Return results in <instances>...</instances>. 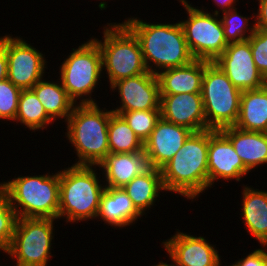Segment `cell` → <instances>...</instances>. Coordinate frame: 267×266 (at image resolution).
Segmentation results:
<instances>
[{"label":"cell","instance_id":"cell-26","mask_svg":"<svg viewBox=\"0 0 267 266\" xmlns=\"http://www.w3.org/2000/svg\"><path fill=\"white\" fill-rule=\"evenodd\" d=\"M28 128L31 133L48 130L54 121L47 115L43 105L32 89H23L19 96L18 111L13 123ZM26 126V127H25Z\"/></svg>","mask_w":267,"mask_h":266},{"label":"cell","instance_id":"cell-37","mask_svg":"<svg viewBox=\"0 0 267 266\" xmlns=\"http://www.w3.org/2000/svg\"><path fill=\"white\" fill-rule=\"evenodd\" d=\"M98 1V0H97ZM99 1H101V2H98V8H99V10L101 11H103V10H106L107 9V7H109L108 6V2H106L105 0H99Z\"/></svg>","mask_w":267,"mask_h":266},{"label":"cell","instance_id":"cell-12","mask_svg":"<svg viewBox=\"0 0 267 266\" xmlns=\"http://www.w3.org/2000/svg\"><path fill=\"white\" fill-rule=\"evenodd\" d=\"M178 230V231H177ZM175 234L161 241L166 257L172 266H218L222 262L219 248L211 244L204 236L181 232L176 228ZM172 262V263H171Z\"/></svg>","mask_w":267,"mask_h":266},{"label":"cell","instance_id":"cell-15","mask_svg":"<svg viewBox=\"0 0 267 266\" xmlns=\"http://www.w3.org/2000/svg\"><path fill=\"white\" fill-rule=\"evenodd\" d=\"M214 63L227 75L233 85L241 91L260 89L267 84L253 61L248 39L229 43Z\"/></svg>","mask_w":267,"mask_h":266},{"label":"cell","instance_id":"cell-10","mask_svg":"<svg viewBox=\"0 0 267 266\" xmlns=\"http://www.w3.org/2000/svg\"><path fill=\"white\" fill-rule=\"evenodd\" d=\"M187 17L178 20L182 26L188 49L194 59L214 62L228 46L219 15L207 6L192 5L188 0H177Z\"/></svg>","mask_w":267,"mask_h":266},{"label":"cell","instance_id":"cell-5","mask_svg":"<svg viewBox=\"0 0 267 266\" xmlns=\"http://www.w3.org/2000/svg\"><path fill=\"white\" fill-rule=\"evenodd\" d=\"M56 171L38 175L34 172L24 176L15 174L9 181L0 182L17 218L58 220L60 170Z\"/></svg>","mask_w":267,"mask_h":266},{"label":"cell","instance_id":"cell-3","mask_svg":"<svg viewBox=\"0 0 267 266\" xmlns=\"http://www.w3.org/2000/svg\"><path fill=\"white\" fill-rule=\"evenodd\" d=\"M104 190L98 166L64 165L60 170L58 219L66 224L95 222Z\"/></svg>","mask_w":267,"mask_h":266},{"label":"cell","instance_id":"cell-19","mask_svg":"<svg viewBox=\"0 0 267 266\" xmlns=\"http://www.w3.org/2000/svg\"><path fill=\"white\" fill-rule=\"evenodd\" d=\"M143 215L136 209L131 198L123 188L105 187L100 199V207L96 220L113 230L126 229L141 220ZM99 219V220H98ZM140 219V220H138Z\"/></svg>","mask_w":267,"mask_h":266},{"label":"cell","instance_id":"cell-6","mask_svg":"<svg viewBox=\"0 0 267 266\" xmlns=\"http://www.w3.org/2000/svg\"><path fill=\"white\" fill-rule=\"evenodd\" d=\"M100 39L91 36L98 44L102 55L103 80L107 86L113 83L147 73L140 43L134 33L123 22L103 24ZM105 75V76H104ZM108 79V80H107Z\"/></svg>","mask_w":267,"mask_h":266},{"label":"cell","instance_id":"cell-21","mask_svg":"<svg viewBox=\"0 0 267 266\" xmlns=\"http://www.w3.org/2000/svg\"><path fill=\"white\" fill-rule=\"evenodd\" d=\"M230 140L244 166L251 172L267 167V133L246 131L235 126L220 129Z\"/></svg>","mask_w":267,"mask_h":266},{"label":"cell","instance_id":"cell-14","mask_svg":"<svg viewBox=\"0 0 267 266\" xmlns=\"http://www.w3.org/2000/svg\"><path fill=\"white\" fill-rule=\"evenodd\" d=\"M110 94L119 99L111 111H141L160 109V90L157 76L151 72L128 77L113 83ZM119 97V98H118ZM115 106V107H114ZM117 106V107H116Z\"/></svg>","mask_w":267,"mask_h":266},{"label":"cell","instance_id":"cell-27","mask_svg":"<svg viewBox=\"0 0 267 266\" xmlns=\"http://www.w3.org/2000/svg\"><path fill=\"white\" fill-rule=\"evenodd\" d=\"M110 153H136L143 150V142L136 136L125 119L110 109L108 125Z\"/></svg>","mask_w":267,"mask_h":266},{"label":"cell","instance_id":"cell-17","mask_svg":"<svg viewBox=\"0 0 267 266\" xmlns=\"http://www.w3.org/2000/svg\"><path fill=\"white\" fill-rule=\"evenodd\" d=\"M193 131L160 118L148 139L143 143L152 167L161 169L183 146Z\"/></svg>","mask_w":267,"mask_h":266},{"label":"cell","instance_id":"cell-13","mask_svg":"<svg viewBox=\"0 0 267 266\" xmlns=\"http://www.w3.org/2000/svg\"><path fill=\"white\" fill-rule=\"evenodd\" d=\"M248 174L230 140L220 130L208 129V189L218 181L238 183Z\"/></svg>","mask_w":267,"mask_h":266},{"label":"cell","instance_id":"cell-24","mask_svg":"<svg viewBox=\"0 0 267 266\" xmlns=\"http://www.w3.org/2000/svg\"><path fill=\"white\" fill-rule=\"evenodd\" d=\"M31 89L54 122L59 120H61L59 124L66 122L76 104L68 96L59 78L55 81L54 79L49 80L46 76Z\"/></svg>","mask_w":267,"mask_h":266},{"label":"cell","instance_id":"cell-22","mask_svg":"<svg viewBox=\"0 0 267 266\" xmlns=\"http://www.w3.org/2000/svg\"><path fill=\"white\" fill-rule=\"evenodd\" d=\"M204 60L194 59L190 64L165 69L156 74L160 94L201 93Z\"/></svg>","mask_w":267,"mask_h":266},{"label":"cell","instance_id":"cell-29","mask_svg":"<svg viewBox=\"0 0 267 266\" xmlns=\"http://www.w3.org/2000/svg\"><path fill=\"white\" fill-rule=\"evenodd\" d=\"M112 112L121 115L143 143L148 139L157 121L161 118L160 109Z\"/></svg>","mask_w":267,"mask_h":266},{"label":"cell","instance_id":"cell-38","mask_svg":"<svg viewBox=\"0 0 267 266\" xmlns=\"http://www.w3.org/2000/svg\"><path fill=\"white\" fill-rule=\"evenodd\" d=\"M152 266H172V265L168 263L167 261L166 262L159 261L157 264H154Z\"/></svg>","mask_w":267,"mask_h":266},{"label":"cell","instance_id":"cell-16","mask_svg":"<svg viewBox=\"0 0 267 266\" xmlns=\"http://www.w3.org/2000/svg\"><path fill=\"white\" fill-rule=\"evenodd\" d=\"M160 115L193 132L207 130L201 93L160 94Z\"/></svg>","mask_w":267,"mask_h":266},{"label":"cell","instance_id":"cell-4","mask_svg":"<svg viewBox=\"0 0 267 266\" xmlns=\"http://www.w3.org/2000/svg\"><path fill=\"white\" fill-rule=\"evenodd\" d=\"M102 104L75 105L64 123L65 138L73 147L72 165L97 166L110 153L108 142L109 108Z\"/></svg>","mask_w":267,"mask_h":266},{"label":"cell","instance_id":"cell-35","mask_svg":"<svg viewBox=\"0 0 267 266\" xmlns=\"http://www.w3.org/2000/svg\"><path fill=\"white\" fill-rule=\"evenodd\" d=\"M213 1L214 8L217 7L216 9L213 8L212 13L216 15H220L221 13L227 12L230 9L236 8V6H240L239 0H211ZM238 5H237V3ZM243 2V0H242Z\"/></svg>","mask_w":267,"mask_h":266},{"label":"cell","instance_id":"cell-20","mask_svg":"<svg viewBox=\"0 0 267 266\" xmlns=\"http://www.w3.org/2000/svg\"><path fill=\"white\" fill-rule=\"evenodd\" d=\"M248 185V186H247ZM242 184L240 217L248 235L258 244L267 245V190ZM255 188V189H254Z\"/></svg>","mask_w":267,"mask_h":266},{"label":"cell","instance_id":"cell-25","mask_svg":"<svg viewBox=\"0 0 267 266\" xmlns=\"http://www.w3.org/2000/svg\"><path fill=\"white\" fill-rule=\"evenodd\" d=\"M234 126L267 133V84L260 89L242 91L239 117Z\"/></svg>","mask_w":267,"mask_h":266},{"label":"cell","instance_id":"cell-31","mask_svg":"<svg viewBox=\"0 0 267 266\" xmlns=\"http://www.w3.org/2000/svg\"><path fill=\"white\" fill-rule=\"evenodd\" d=\"M21 91V88L15 86L8 79L0 82V122L5 123L6 121L8 124L7 121L12 123L15 120Z\"/></svg>","mask_w":267,"mask_h":266},{"label":"cell","instance_id":"cell-8","mask_svg":"<svg viewBox=\"0 0 267 266\" xmlns=\"http://www.w3.org/2000/svg\"><path fill=\"white\" fill-rule=\"evenodd\" d=\"M242 91L214 62L204 60L201 96L207 130L234 126L240 112Z\"/></svg>","mask_w":267,"mask_h":266},{"label":"cell","instance_id":"cell-1","mask_svg":"<svg viewBox=\"0 0 267 266\" xmlns=\"http://www.w3.org/2000/svg\"><path fill=\"white\" fill-rule=\"evenodd\" d=\"M137 37L145 66L152 74L190 64L191 55L181 24L155 22L130 16L122 21Z\"/></svg>","mask_w":267,"mask_h":266},{"label":"cell","instance_id":"cell-34","mask_svg":"<svg viewBox=\"0 0 267 266\" xmlns=\"http://www.w3.org/2000/svg\"><path fill=\"white\" fill-rule=\"evenodd\" d=\"M258 2L257 11H255V27L267 30V0H255Z\"/></svg>","mask_w":267,"mask_h":266},{"label":"cell","instance_id":"cell-2","mask_svg":"<svg viewBox=\"0 0 267 266\" xmlns=\"http://www.w3.org/2000/svg\"><path fill=\"white\" fill-rule=\"evenodd\" d=\"M160 170L165 195L178 194L187 201H197L208 191V130L192 132Z\"/></svg>","mask_w":267,"mask_h":266},{"label":"cell","instance_id":"cell-33","mask_svg":"<svg viewBox=\"0 0 267 266\" xmlns=\"http://www.w3.org/2000/svg\"><path fill=\"white\" fill-rule=\"evenodd\" d=\"M251 251L230 264L232 266H267V245H261L260 248L256 247Z\"/></svg>","mask_w":267,"mask_h":266},{"label":"cell","instance_id":"cell-32","mask_svg":"<svg viewBox=\"0 0 267 266\" xmlns=\"http://www.w3.org/2000/svg\"><path fill=\"white\" fill-rule=\"evenodd\" d=\"M248 40L253 61L260 74L267 81V30L256 28Z\"/></svg>","mask_w":267,"mask_h":266},{"label":"cell","instance_id":"cell-7","mask_svg":"<svg viewBox=\"0 0 267 266\" xmlns=\"http://www.w3.org/2000/svg\"><path fill=\"white\" fill-rule=\"evenodd\" d=\"M70 51L58 67L62 86L76 105L97 104L93 94L97 96L95 89L103 86L102 55L97 42L90 37Z\"/></svg>","mask_w":267,"mask_h":266},{"label":"cell","instance_id":"cell-9","mask_svg":"<svg viewBox=\"0 0 267 266\" xmlns=\"http://www.w3.org/2000/svg\"><path fill=\"white\" fill-rule=\"evenodd\" d=\"M59 220L17 218L9 248L4 252L13 266H48L54 247L55 226Z\"/></svg>","mask_w":267,"mask_h":266},{"label":"cell","instance_id":"cell-36","mask_svg":"<svg viewBox=\"0 0 267 266\" xmlns=\"http://www.w3.org/2000/svg\"><path fill=\"white\" fill-rule=\"evenodd\" d=\"M8 75V58L6 49L0 44V82L7 79Z\"/></svg>","mask_w":267,"mask_h":266},{"label":"cell","instance_id":"cell-18","mask_svg":"<svg viewBox=\"0 0 267 266\" xmlns=\"http://www.w3.org/2000/svg\"><path fill=\"white\" fill-rule=\"evenodd\" d=\"M105 187L123 188L132 179L145 174L153 167L147 153H109L97 165Z\"/></svg>","mask_w":267,"mask_h":266},{"label":"cell","instance_id":"cell-30","mask_svg":"<svg viewBox=\"0 0 267 266\" xmlns=\"http://www.w3.org/2000/svg\"><path fill=\"white\" fill-rule=\"evenodd\" d=\"M16 221L15 210L11 207L4 189L0 186V254L10 246Z\"/></svg>","mask_w":267,"mask_h":266},{"label":"cell","instance_id":"cell-39","mask_svg":"<svg viewBox=\"0 0 267 266\" xmlns=\"http://www.w3.org/2000/svg\"><path fill=\"white\" fill-rule=\"evenodd\" d=\"M222 265H223V262H221L218 266H222ZM224 266H232V265H230L229 263V265L225 264Z\"/></svg>","mask_w":267,"mask_h":266},{"label":"cell","instance_id":"cell-11","mask_svg":"<svg viewBox=\"0 0 267 266\" xmlns=\"http://www.w3.org/2000/svg\"><path fill=\"white\" fill-rule=\"evenodd\" d=\"M12 33L0 36V44L6 49L8 58L7 79L15 86L23 89H31L39 80L46 77L48 69L45 53L25 40V37Z\"/></svg>","mask_w":267,"mask_h":266},{"label":"cell","instance_id":"cell-28","mask_svg":"<svg viewBox=\"0 0 267 266\" xmlns=\"http://www.w3.org/2000/svg\"><path fill=\"white\" fill-rule=\"evenodd\" d=\"M238 10L239 8L236 7L219 15L224 28V37L228 44L247 40L256 29L254 10L249 16H244Z\"/></svg>","mask_w":267,"mask_h":266},{"label":"cell","instance_id":"cell-23","mask_svg":"<svg viewBox=\"0 0 267 266\" xmlns=\"http://www.w3.org/2000/svg\"><path fill=\"white\" fill-rule=\"evenodd\" d=\"M123 189L131 198L136 209L143 216L145 215V218L148 216L146 214L149 213V210L151 212V209L157 206L156 202H160V193L166 192L161 170L154 167L147 173L136 176Z\"/></svg>","mask_w":267,"mask_h":266}]
</instances>
